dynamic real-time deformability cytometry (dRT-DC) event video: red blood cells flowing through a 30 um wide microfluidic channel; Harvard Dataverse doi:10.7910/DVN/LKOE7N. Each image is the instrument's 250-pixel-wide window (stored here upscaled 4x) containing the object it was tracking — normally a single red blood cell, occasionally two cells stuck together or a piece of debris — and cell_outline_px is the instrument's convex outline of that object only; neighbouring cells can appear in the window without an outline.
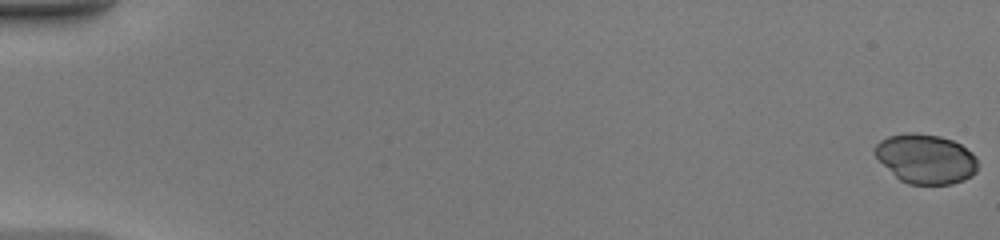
{"species": "common noctule bat (a hibernating species)", "species_latin": "Nyctalus noctula", "temperature_condition": "warm", "stored_images_in_passage": 48, "camera_frame_rate_fps": 3000, "um_per_image_px": 0.085, "animal": {"sex": "female", "body_mass_g": 20.0, "forearm_length_mm": 54.0}, "frame": {"image": 1, "passage_image": 1, "time_ms": 0.0, "image_size_px": [1000, 240], "cell_outline_px": [[976, 172], [972, 176], [964, 180], [952, 184], [908, 184], [900, 180], [872, 152], [872, 148], [880, 140], [888, 136], [904, 132], [916, 132], [940, 136], [952, 140], [960, 144], [972, 152], [976, 156]], "centroid_in_image_um": [78.68, 13.48], "position_along_channel_um": 6.3, "area_um2": 29.77}}